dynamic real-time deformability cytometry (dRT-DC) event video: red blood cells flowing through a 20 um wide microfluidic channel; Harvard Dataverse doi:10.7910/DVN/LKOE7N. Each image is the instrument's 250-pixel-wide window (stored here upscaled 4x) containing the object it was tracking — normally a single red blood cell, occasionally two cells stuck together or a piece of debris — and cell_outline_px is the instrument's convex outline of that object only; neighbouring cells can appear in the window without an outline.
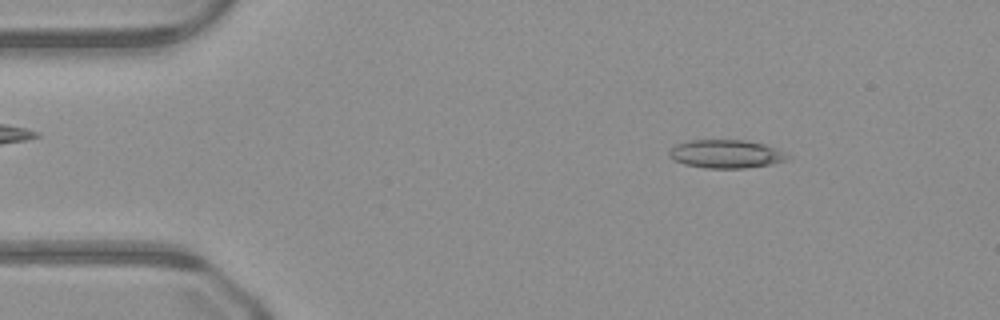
{"species": "common noctule bat (a hibernating species)", "species_latin": "Nyctalus noctula", "temperature_condition": "warm", "stored_images_in_passage": 19, "camera_frame_rate_fps": 3000, "um_per_image_px": 0.085, "animal": {"sex": "male", "body_mass_g": 23.1, "forearm_length_mm": 52.7}, "frame": {"image": 1, "passage_image": 7, "time_ms": 2.0, "image_size_px": [1000, 320], "cell_outline_px": [[792, 156], [788, 160], [772, 164], [744, 168], [704, 168], [684, 164], [668, 156], [668, 152], [676, 144], [688, 140], [744, 140], [764, 144], [776, 148]], "centroid_in_image_um": [61.74, 13.09], "position_along_channel_um": 23.3, "area_um2": 19.65}}
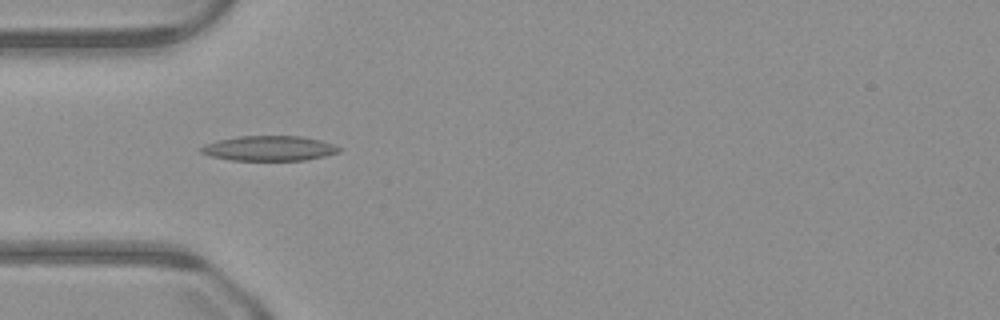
{"frame": {"image": 2, "passage_image": 15, "time_ms": 4.667, "image_size_px": [1000, 320], "cell_outline_px": [[340, 152], [324, 156], [304, 160], [228, 160], [212, 156], [200, 152], [200, 148], [204, 144], [220, 140], [240, 136], [304, 136], [320, 140], [332, 144], [340, 148]], "centroid_in_image_um": [22.88, 12.61], "position_along_channel_um": 62.1, "area_um2": 19.94}}
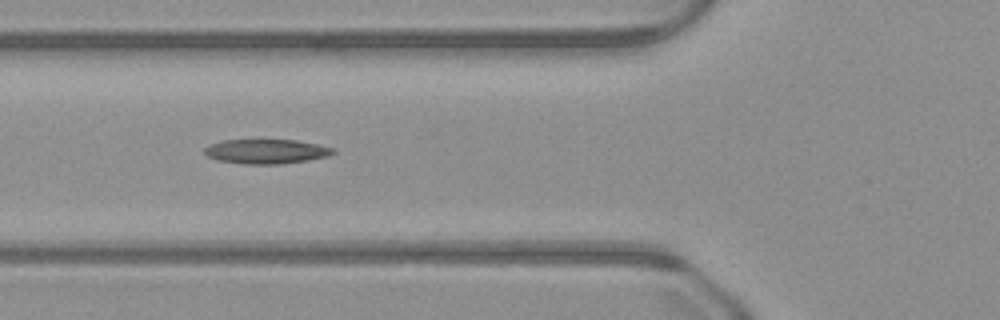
{"frame": {"image": 3, "passage_image": 18, "time_ms": 5.667, "image_size_px": [1000, 320], "cell_outline_px": [[336, 152], [328, 156], [308, 160], [280, 164], [244, 164], [216, 160], [208, 156], [204, 152], [204, 148], [212, 144], [224, 140], [296, 140], [336, 148]], "centroid_in_image_um": [22.66, 12.87], "position_along_channel_um": 103.1, "area_um2": 18.32}}